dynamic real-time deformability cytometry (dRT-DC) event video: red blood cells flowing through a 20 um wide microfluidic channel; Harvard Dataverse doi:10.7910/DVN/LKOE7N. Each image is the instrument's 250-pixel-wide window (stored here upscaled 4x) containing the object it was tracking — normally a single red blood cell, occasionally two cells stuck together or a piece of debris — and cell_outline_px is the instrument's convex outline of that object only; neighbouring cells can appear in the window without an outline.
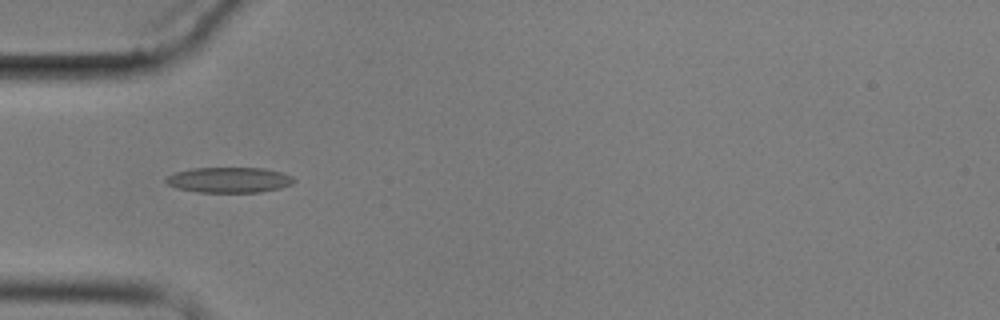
{"species": "common noctule bat (a hibernating species)", "species_latin": "Nyctalus noctula", "temperature_condition": "cold", "stored_images_in_passage": 11, "camera_frame_rate_fps": 3000, "um_per_image_px": 0.085, "animal": {"sex": "male", "body_mass_g": 17.9}, "frame": {"image": 1, "passage_image": 1, "time_ms": 0.0, "image_size_px": [1000, 320], "cell_outline_px": [[296, 180], [292, 184], [280, 188], [260, 192], [200, 192], [176, 188], [168, 184], [164, 180], [168, 176], [176, 172], [192, 168], [264, 168], [280, 172], [292, 176]], "centroid_in_image_um": [19.49, 15.29], "position_along_channel_um": 65.5, "area_um2": 18.9}}
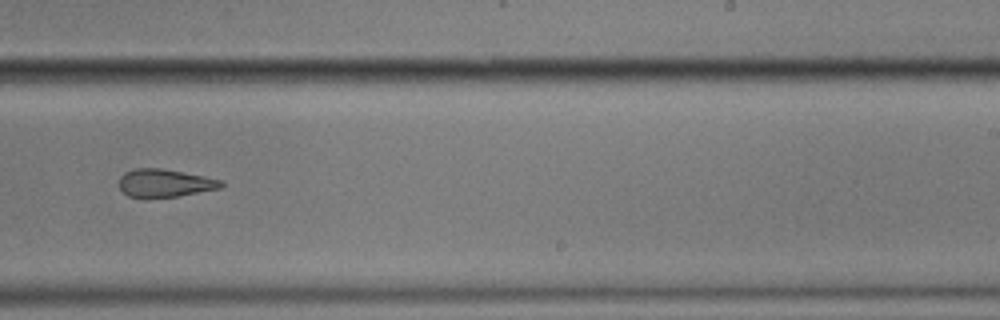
{"frame": {"image": 2, "passage_image": 6, "time_ms": 6.0, "image_size_px": [1000, 320], "cell_outline_px": [[224, 184], [220, 188], [176, 196], [128, 196], [120, 188], [120, 176], [124, 172], [136, 168], [160, 168], [204, 176], [224, 180]], "centroid_in_image_um": [14.03, 15.53], "position_along_channel_um": 275.0, "area_um2": 16.18}}
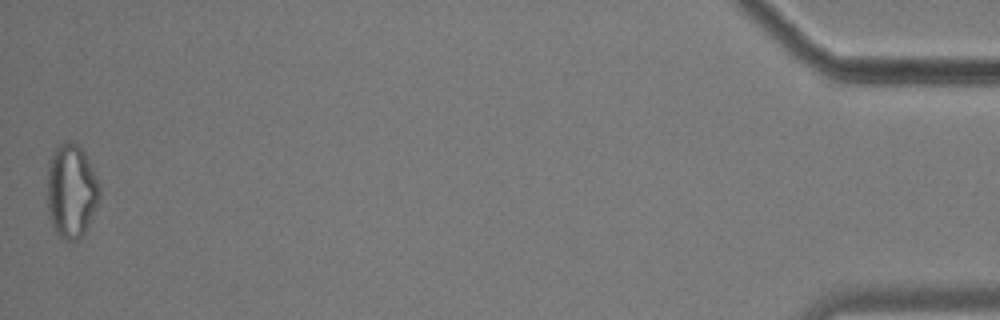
{"frame": {"image": 3, "passage_image": 11, "time_ms": 13.0, "image_size_px": [1000, 320], "cell_outline_px": [[100, 196], [88, 224], [84, 232], [76, 240], [64, 240], [56, 236], [48, 216], [48, 160], [56, 144], [68, 140], [76, 144], [84, 152], [100, 184]], "centroid_in_image_um": [6.03, 16.22], "position_along_channel_um": 429.2, "area_um2": 28.78}, "authors_computed_cell_mechanics": {"area_um2": 17.8602, "velocity_mm_per_s": 3.5056, "shape_relaxation_time_tau1_ms": null, "shape_relaxation_time_tau2_ms": 2.3237, "deformation_change_tau1": null, "deformation_change_tau2": 0.1022}}